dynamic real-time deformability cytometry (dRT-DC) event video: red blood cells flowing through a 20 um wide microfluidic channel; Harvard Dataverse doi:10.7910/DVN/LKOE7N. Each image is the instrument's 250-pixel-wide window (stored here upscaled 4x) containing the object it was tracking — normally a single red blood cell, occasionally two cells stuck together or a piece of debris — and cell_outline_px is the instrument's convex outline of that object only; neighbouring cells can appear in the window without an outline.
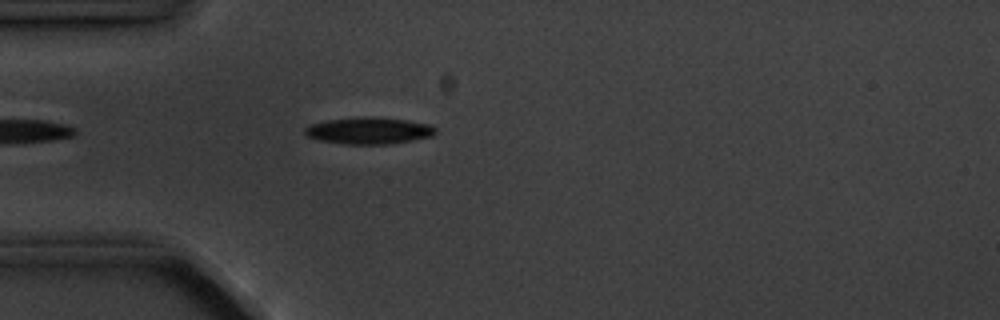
{"species": "common noctule bat (a hibernating species)", "species_latin": "Nyctalus noctula", "temperature_condition": "cold", "stored_images_in_passage": 2, "camera_frame_rate_fps": 3000, "um_per_image_px": 0.085, "animal": {"sex": "male", "body_mass_g": 20.1, "forearm_length_mm": 53.5}, "frame": {"image": 1, "passage_image": 2, "time_ms": 1.0, "image_size_px": [1000, 320], "cell_outline_px": [[436, 132], [432, 136], [392, 144], [344, 144], [316, 140], [308, 136], [304, 132], [304, 128], [312, 124], [328, 120], [360, 116], [372, 116], [408, 120], [428, 124], [436, 128]], "centroid_in_image_um": [31.35, 11.1], "position_along_channel_um": 53.7, "area_um2": 20.52}}